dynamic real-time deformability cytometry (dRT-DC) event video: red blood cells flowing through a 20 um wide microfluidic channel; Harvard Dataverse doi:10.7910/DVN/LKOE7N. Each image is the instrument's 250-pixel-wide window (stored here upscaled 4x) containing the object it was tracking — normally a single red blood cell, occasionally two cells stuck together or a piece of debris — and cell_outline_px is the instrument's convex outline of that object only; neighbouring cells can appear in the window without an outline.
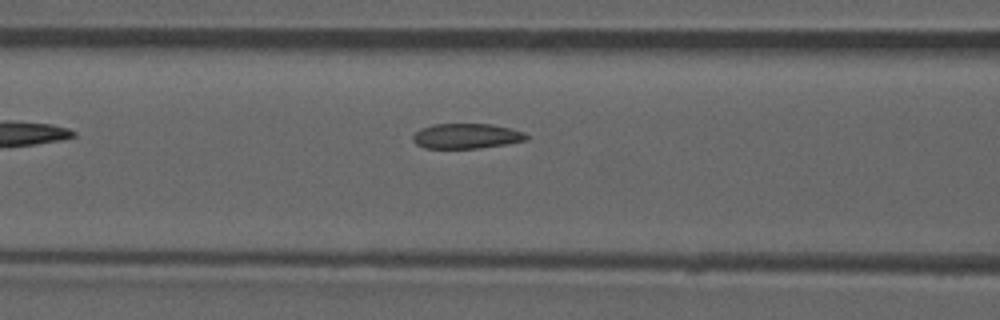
{"species": "common noctule bat (a hibernating species)", "species_latin": "Nyctalus noctula", "temperature_condition": "room temperature", "stored_images_in_passage": 30, "camera_frame_rate_fps": 3000, "um_per_image_px": 0.085, "animal": {"sex": "male", "forearm_length_mm": 52.5}, "frame": {"image": 1, "passage_image": 5, "time_ms": 1.333, "image_size_px": [1000, 320], "cell_outline_px": [[528, 140], [480, 148], [424, 148], [416, 144], [412, 140], [412, 136], [420, 128], [432, 124], [492, 124], [512, 128], [524, 132], [528, 136]], "centroid_in_image_um": [39.64, 11.56], "position_along_channel_um": 127.0, "area_um2": 16.7}}